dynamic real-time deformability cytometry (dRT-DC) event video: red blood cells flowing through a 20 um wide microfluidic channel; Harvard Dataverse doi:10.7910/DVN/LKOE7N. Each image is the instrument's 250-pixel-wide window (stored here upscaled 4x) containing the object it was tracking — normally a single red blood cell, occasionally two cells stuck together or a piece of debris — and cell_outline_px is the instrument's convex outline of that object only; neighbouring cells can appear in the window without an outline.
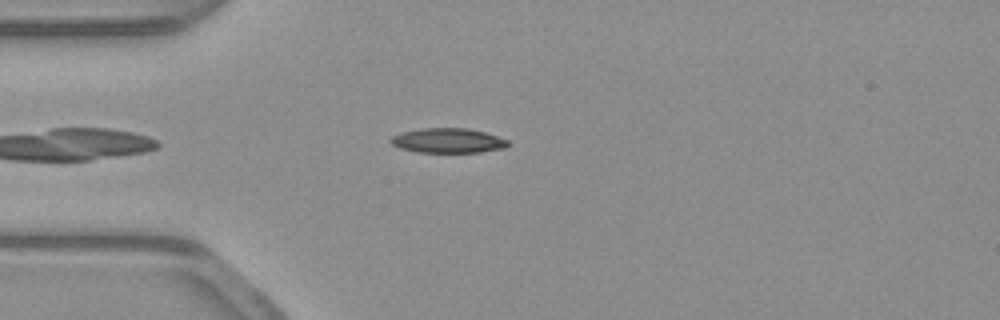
{"species": "common noctule bat (a hibernating species)", "species_latin": "Nyctalus noctula", "temperature_condition": "warm", "stored_images_in_passage": 37, "camera_frame_rate_fps": 3000, "um_per_image_px": 0.085, "animal": {"sex": "male", "body_mass_g": 23.1, "forearm_length_mm": 52.7}, "frame": {"image": 1, "passage_image": 3, "time_ms": 0.667, "image_size_px": [1000, 320], "cell_outline_px": [[508, 144], [504, 148], [480, 152], [416, 152], [400, 148], [392, 144], [388, 140], [392, 136], [400, 132], [420, 128], [468, 128], [484, 132], [508, 140]], "centroid_in_image_um": [38.02, 11.94], "position_along_channel_um": 47.0, "area_um2": 16.88}}
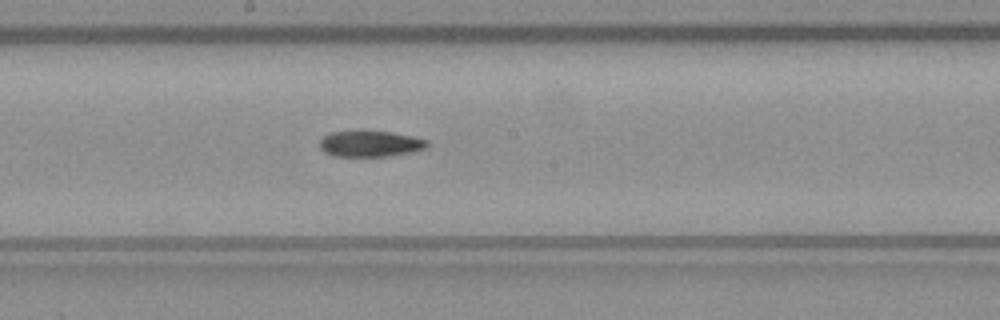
{"frame": {"image": 2, "passage_image": 17, "time_ms": 5.333, "image_size_px": [1000, 320], "cell_outline_px": [[428, 148], [412, 152], [388, 156], [332, 156], [324, 152], [320, 148], [320, 140], [324, 136], [332, 132], [388, 132], [412, 136], [428, 140]], "centroid_in_image_um": [31.49, 12.24], "position_along_channel_um": 216.7, "area_um2": 16.07}}
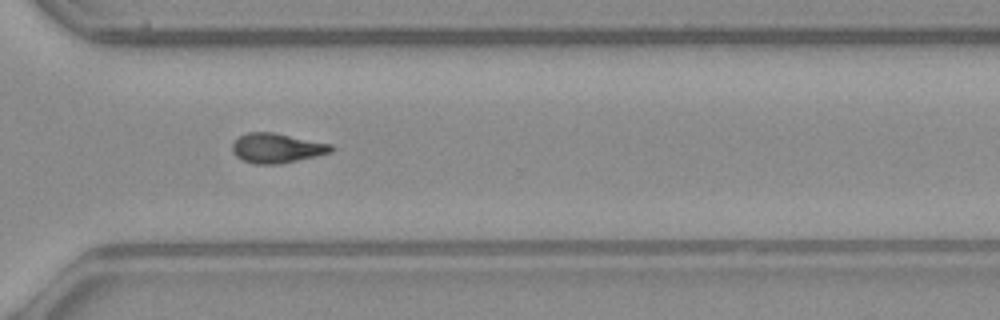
{"frame": {"image": 3, "passage_image": 27, "time_ms": 8.667, "image_size_px": [1000, 320], "cell_outline_px": [[332, 152], [316, 156], [280, 164], [252, 164], [236, 156], [232, 152], [232, 144], [240, 136], [248, 132], [272, 132], [332, 144]], "centroid_in_image_um": [23.51, 12.59], "position_along_channel_um": 347.1, "area_um2": 16.99}}